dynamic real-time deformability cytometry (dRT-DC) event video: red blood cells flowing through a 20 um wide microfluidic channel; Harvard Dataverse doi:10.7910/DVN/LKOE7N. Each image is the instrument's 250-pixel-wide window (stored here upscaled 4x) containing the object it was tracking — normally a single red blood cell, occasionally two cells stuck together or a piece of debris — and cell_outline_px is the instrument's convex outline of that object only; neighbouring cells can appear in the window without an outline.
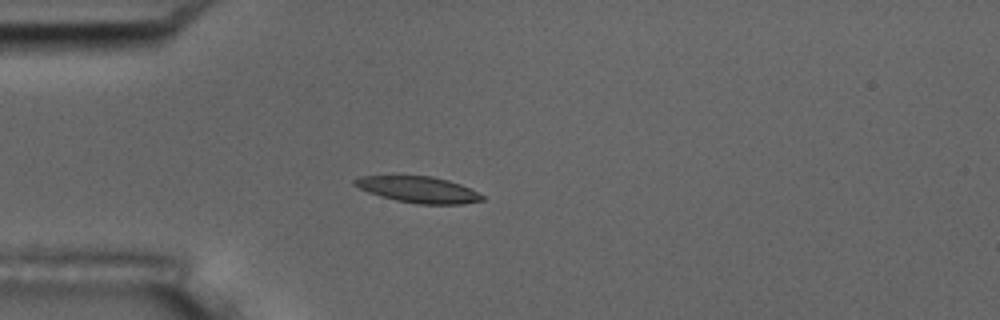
{"species": "common noctule bat (a hibernating species)", "species_latin": "Nyctalus noctula", "temperature_condition": "room temperature", "stored_images_in_passage": 46, "camera_frame_rate_fps": 3000, "um_per_image_px": 0.085, "animal": {"sex": "male", "body_mass_g": 17.5, "forearm_length_mm": 52.3}, "frame": {"image": 1, "passage_image": 7, "time_ms": 2.0, "image_size_px": [1000, 320], "cell_outline_px": [[484, 200], [464, 204], [416, 204], [396, 200], [380, 196], [368, 192], [352, 184], [352, 180], [360, 176], [392, 172], [432, 176], [448, 180], [460, 184], [484, 196]], "centroid_in_image_um": [35.44, 16.05], "position_along_channel_um": 49.6, "area_um2": 20.46}}
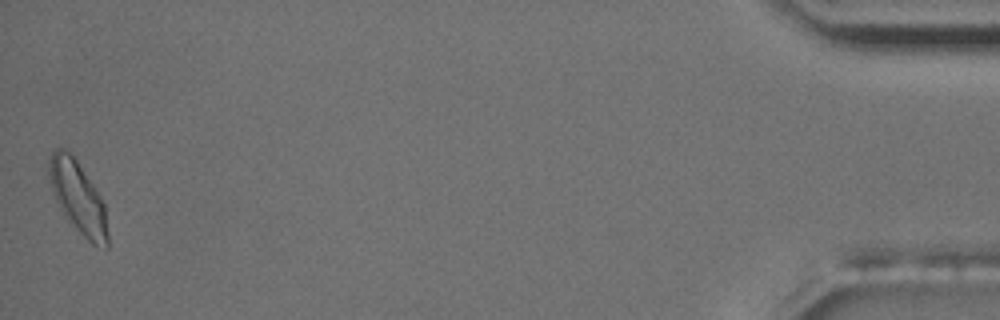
{"frame": {"image": 2, "passage_image": 46, "time_ms": 15.0, "image_size_px": [1000, 320], "cell_outline_px": [[108, 248], [104, 248], [92, 244], [68, 220], [60, 208], [52, 192], [48, 172], [48, 164], [52, 152], [56, 148], [64, 148], [76, 160], [100, 196], [104, 204], [108, 232]], "centroid_in_image_um": [6.62, 16.79], "position_along_channel_um": 428.6, "area_um2": 24.16}, "authors_computed_cell_mechanics": {"area_um2": 19.7098, "velocity_mm_per_s": 3.7147, "shape_relaxation_time_tau1_ms": 6.4985, "shape_relaxation_time_tau2_ms": 3.5697, "deformation_change_tau1": 0.1712, "deformation_change_tau2": 0.1039}}